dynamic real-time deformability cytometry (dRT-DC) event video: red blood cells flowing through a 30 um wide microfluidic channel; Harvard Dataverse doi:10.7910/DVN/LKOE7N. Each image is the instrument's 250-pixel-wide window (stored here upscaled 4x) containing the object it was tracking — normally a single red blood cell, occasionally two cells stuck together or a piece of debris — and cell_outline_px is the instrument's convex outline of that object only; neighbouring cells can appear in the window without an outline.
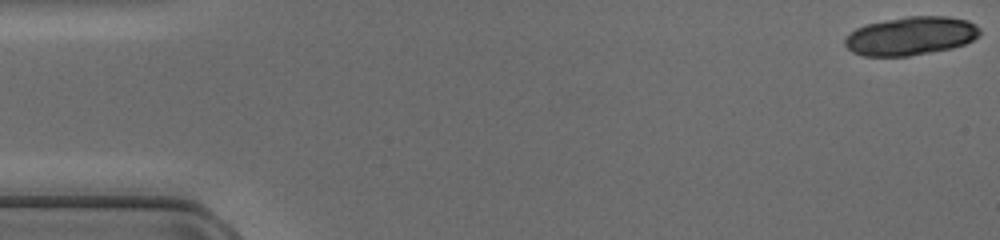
{"species": "common noctule bat (a hibernating species)", "species_latin": "Nyctalus noctula", "temperature_condition": "cold", "stored_images_in_passage": 17, "camera_frame_rate_fps": 3000, "um_per_image_px": 0.085, "animal": {"sex": "female", "body_mass_g": 17.0, "forearm_length_mm": 48.0}, "frame": {"image": 1, "passage_image": 1, "time_ms": 0.0, "image_size_px": [1000, 240], "cell_outline_px": [[980, 32], [972, 40], [964, 44], [952, 48], [908, 56], [864, 56], [852, 52], [844, 44], [844, 40], [856, 28], [864, 24], [908, 16], [944, 16], [968, 20], [976, 24], [980, 28]], "centroid_in_image_um": [77.41, 3.05], "position_along_channel_um": 7.6, "area_um2": 30.17}}